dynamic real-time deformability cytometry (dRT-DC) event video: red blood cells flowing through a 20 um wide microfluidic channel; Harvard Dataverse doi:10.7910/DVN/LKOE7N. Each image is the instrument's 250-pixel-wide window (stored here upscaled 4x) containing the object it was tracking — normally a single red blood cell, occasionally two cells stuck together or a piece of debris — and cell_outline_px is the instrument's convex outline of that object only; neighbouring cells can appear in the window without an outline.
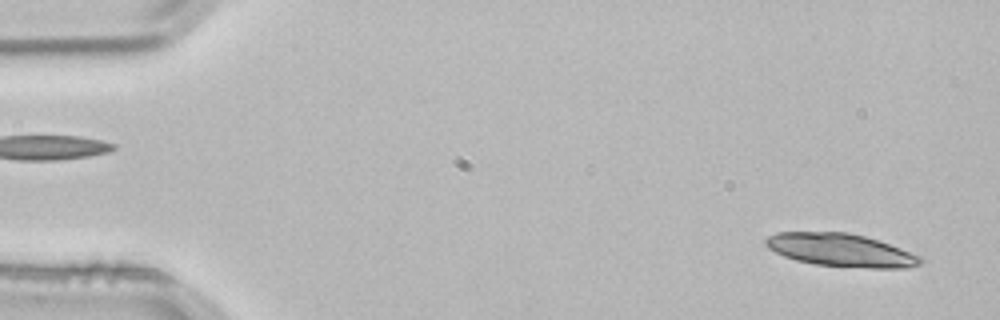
{"species": "common noctule bat (a hibernating species)", "species_latin": "Nyctalus noctula", "temperature_condition": "room temperature", "stored_images_in_passage": 3, "segment_of_instrument_passage": [2, 2], "camera_frame_rate_fps": 3000, "um_per_image_px": 0.085, "animal": {"sex": "male", "body_mass_g": 21.5, "forearm_length_mm": 52.0}, "frame": {"image": 1, "passage_image": 3, "time_ms": 0.667, "image_size_px": [1000, 320], "cell_outline_px": [[924, 260], [920, 264], [908, 268], [868, 268], [816, 264], [796, 260], [784, 256], [768, 248], [764, 244], [764, 240], [768, 236], [776, 232], [848, 232], [864, 236], [900, 248], [920, 256]], "centroid_in_image_um": [71.45, 21.26], "position_along_channel_um": 13.6, "area_um2": 29.54}}